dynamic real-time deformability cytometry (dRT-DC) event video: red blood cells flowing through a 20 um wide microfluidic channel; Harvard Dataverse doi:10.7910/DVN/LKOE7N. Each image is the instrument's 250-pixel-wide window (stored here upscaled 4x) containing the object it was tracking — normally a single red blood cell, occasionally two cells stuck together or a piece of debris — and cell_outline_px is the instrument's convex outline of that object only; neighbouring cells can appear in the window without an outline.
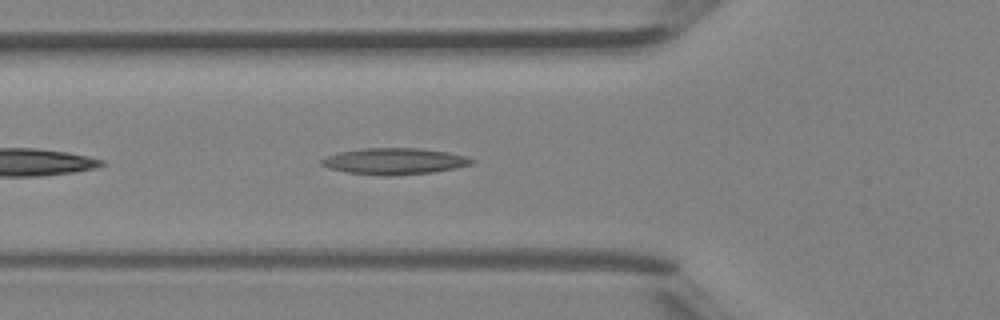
{"species": "Egyptian fruit bat (a non-hibernating species)", "species_latin": "Rousettus aegyptiacus", "temperature_condition": "room temperature", "stored_images_in_passage": 31, "camera_frame_rate_fps": 3000, "um_per_image_px": 0.085, "animal": {"sex": "female"}, "frame": {"image": 1, "passage_image": 5, "time_ms": 1.333, "image_size_px": [1000, 320], "cell_outline_px": [[476, 160], [472, 164], [456, 168], [432, 172], [392, 176], [384, 176], [348, 172], [328, 168], [320, 164], [320, 160], [324, 156], [340, 152], [360, 148], [416, 148], [448, 152], [468, 156]], "centroid_in_image_um": [33.52, 13.7], "position_along_channel_um": 92.3, "area_um2": 23.24}}
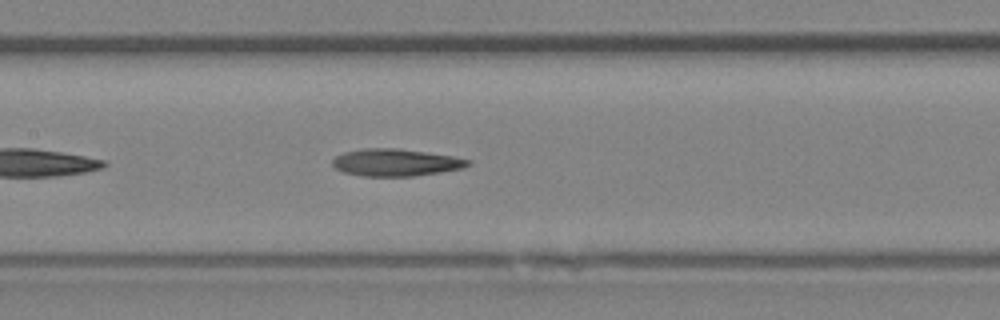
{"frame": {"image": 2, "passage_image": 10, "time_ms": 3.0, "image_size_px": [1000, 320], "cell_outline_px": [[472, 164], [464, 168], [440, 172], [412, 176], [360, 176], [344, 172], [336, 168], [332, 164], [332, 160], [336, 156], [344, 152], [364, 148], [396, 148], [452, 156], [472, 160]], "centroid_in_image_um": [33.65, 13.81], "position_along_channel_um": 173.8, "area_um2": 21.44}}
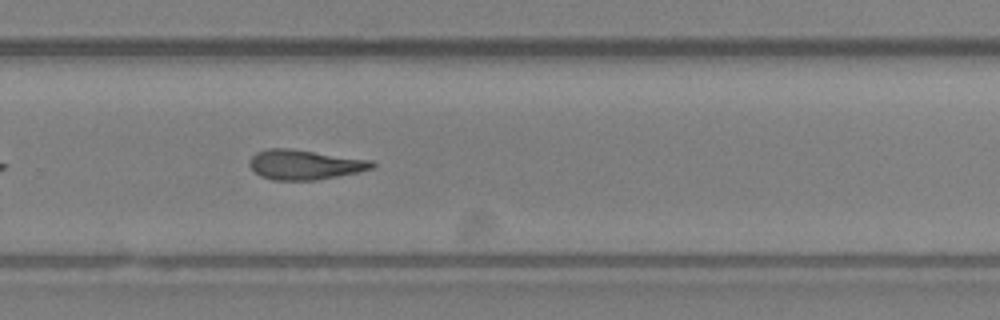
{"frame": {"image": 3, "passage_image": 18, "time_ms": 5.667, "image_size_px": [1000, 320], "cell_outline_px": [[376, 164], [372, 168], [360, 172], [316, 180], [272, 180], [260, 176], [248, 164], [252, 156], [256, 152], [268, 148], [288, 148], [372, 160]], "centroid_in_image_um": [25.9, 14.0], "position_along_channel_um": 303.9, "area_um2": 21.27}}